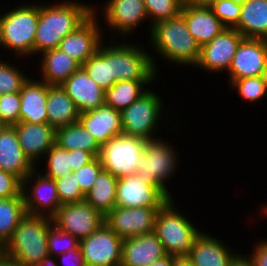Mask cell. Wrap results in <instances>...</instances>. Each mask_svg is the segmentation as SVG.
<instances>
[{
    "label": "cell",
    "instance_id": "14",
    "mask_svg": "<svg viewBox=\"0 0 267 266\" xmlns=\"http://www.w3.org/2000/svg\"><path fill=\"white\" fill-rule=\"evenodd\" d=\"M160 208L114 207L106 216L105 224L122 239L154 232L155 219Z\"/></svg>",
    "mask_w": 267,
    "mask_h": 266
},
{
    "label": "cell",
    "instance_id": "12",
    "mask_svg": "<svg viewBox=\"0 0 267 266\" xmlns=\"http://www.w3.org/2000/svg\"><path fill=\"white\" fill-rule=\"evenodd\" d=\"M123 239L105 223L80 240L86 266H121Z\"/></svg>",
    "mask_w": 267,
    "mask_h": 266
},
{
    "label": "cell",
    "instance_id": "29",
    "mask_svg": "<svg viewBox=\"0 0 267 266\" xmlns=\"http://www.w3.org/2000/svg\"><path fill=\"white\" fill-rule=\"evenodd\" d=\"M244 38L267 39V0H247L234 27Z\"/></svg>",
    "mask_w": 267,
    "mask_h": 266
},
{
    "label": "cell",
    "instance_id": "35",
    "mask_svg": "<svg viewBox=\"0 0 267 266\" xmlns=\"http://www.w3.org/2000/svg\"><path fill=\"white\" fill-rule=\"evenodd\" d=\"M46 160L45 176L58 179L74 171L73 150H67L56 143L44 156Z\"/></svg>",
    "mask_w": 267,
    "mask_h": 266
},
{
    "label": "cell",
    "instance_id": "52",
    "mask_svg": "<svg viewBox=\"0 0 267 266\" xmlns=\"http://www.w3.org/2000/svg\"><path fill=\"white\" fill-rule=\"evenodd\" d=\"M174 266H193V264L187 258V256H181V257L174 256Z\"/></svg>",
    "mask_w": 267,
    "mask_h": 266
},
{
    "label": "cell",
    "instance_id": "32",
    "mask_svg": "<svg viewBox=\"0 0 267 266\" xmlns=\"http://www.w3.org/2000/svg\"><path fill=\"white\" fill-rule=\"evenodd\" d=\"M118 178L102 171L86 194L85 200L104 217L115 207Z\"/></svg>",
    "mask_w": 267,
    "mask_h": 266
},
{
    "label": "cell",
    "instance_id": "24",
    "mask_svg": "<svg viewBox=\"0 0 267 266\" xmlns=\"http://www.w3.org/2000/svg\"><path fill=\"white\" fill-rule=\"evenodd\" d=\"M181 15L200 47L209 43L226 28L209 6H193L184 3Z\"/></svg>",
    "mask_w": 267,
    "mask_h": 266
},
{
    "label": "cell",
    "instance_id": "28",
    "mask_svg": "<svg viewBox=\"0 0 267 266\" xmlns=\"http://www.w3.org/2000/svg\"><path fill=\"white\" fill-rule=\"evenodd\" d=\"M47 123L57 129L78 122L79 111L60 85H48Z\"/></svg>",
    "mask_w": 267,
    "mask_h": 266
},
{
    "label": "cell",
    "instance_id": "3",
    "mask_svg": "<svg viewBox=\"0 0 267 266\" xmlns=\"http://www.w3.org/2000/svg\"><path fill=\"white\" fill-rule=\"evenodd\" d=\"M52 218L26 214L0 252L21 265L40 263L48 254L47 241Z\"/></svg>",
    "mask_w": 267,
    "mask_h": 266
},
{
    "label": "cell",
    "instance_id": "57",
    "mask_svg": "<svg viewBox=\"0 0 267 266\" xmlns=\"http://www.w3.org/2000/svg\"><path fill=\"white\" fill-rule=\"evenodd\" d=\"M232 1H234L236 4L243 5L247 0H232Z\"/></svg>",
    "mask_w": 267,
    "mask_h": 266
},
{
    "label": "cell",
    "instance_id": "2",
    "mask_svg": "<svg viewBox=\"0 0 267 266\" xmlns=\"http://www.w3.org/2000/svg\"><path fill=\"white\" fill-rule=\"evenodd\" d=\"M150 43L159 58L177 65L195 66L201 47L187 28L184 17L163 20L150 26Z\"/></svg>",
    "mask_w": 267,
    "mask_h": 266
},
{
    "label": "cell",
    "instance_id": "38",
    "mask_svg": "<svg viewBox=\"0 0 267 266\" xmlns=\"http://www.w3.org/2000/svg\"><path fill=\"white\" fill-rule=\"evenodd\" d=\"M26 75L19 67L0 60V95L20 92L23 84L29 79Z\"/></svg>",
    "mask_w": 267,
    "mask_h": 266
},
{
    "label": "cell",
    "instance_id": "48",
    "mask_svg": "<svg viewBox=\"0 0 267 266\" xmlns=\"http://www.w3.org/2000/svg\"><path fill=\"white\" fill-rule=\"evenodd\" d=\"M230 266H253L251 260L247 257V255H241L240 253L233 259Z\"/></svg>",
    "mask_w": 267,
    "mask_h": 266
},
{
    "label": "cell",
    "instance_id": "42",
    "mask_svg": "<svg viewBox=\"0 0 267 266\" xmlns=\"http://www.w3.org/2000/svg\"><path fill=\"white\" fill-rule=\"evenodd\" d=\"M103 170L99 157H95L79 170L73 171L75 173V180L85 195L91 190L92 185Z\"/></svg>",
    "mask_w": 267,
    "mask_h": 266
},
{
    "label": "cell",
    "instance_id": "22",
    "mask_svg": "<svg viewBox=\"0 0 267 266\" xmlns=\"http://www.w3.org/2000/svg\"><path fill=\"white\" fill-rule=\"evenodd\" d=\"M78 121L100 146L112 137L123 133L120 111L106 104L80 113Z\"/></svg>",
    "mask_w": 267,
    "mask_h": 266
},
{
    "label": "cell",
    "instance_id": "7",
    "mask_svg": "<svg viewBox=\"0 0 267 266\" xmlns=\"http://www.w3.org/2000/svg\"><path fill=\"white\" fill-rule=\"evenodd\" d=\"M147 140L124 133L100 146L99 159L104 171L114 177L134 175Z\"/></svg>",
    "mask_w": 267,
    "mask_h": 266
},
{
    "label": "cell",
    "instance_id": "31",
    "mask_svg": "<svg viewBox=\"0 0 267 266\" xmlns=\"http://www.w3.org/2000/svg\"><path fill=\"white\" fill-rule=\"evenodd\" d=\"M55 143L67 150H85L94 157L100 153V145L79 121L57 128Z\"/></svg>",
    "mask_w": 267,
    "mask_h": 266
},
{
    "label": "cell",
    "instance_id": "10",
    "mask_svg": "<svg viewBox=\"0 0 267 266\" xmlns=\"http://www.w3.org/2000/svg\"><path fill=\"white\" fill-rule=\"evenodd\" d=\"M37 170L35 168L22 181L25 210L30 215L52 218L62 206L59 201L55 180L38 173Z\"/></svg>",
    "mask_w": 267,
    "mask_h": 266
},
{
    "label": "cell",
    "instance_id": "30",
    "mask_svg": "<svg viewBox=\"0 0 267 266\" xmlns=\"http://www.w3.org/2000/svg\"><path fill=\"white\" fill-rule=\"evenodd\" d=\"M153 81L154 80L117 81L112 87L105 91V104L121 112L146 93L149 90L146 86L149 87Z\"/></svg>",
    "mask_w": 267,
    "mask_h": 266
},
{
    "label": "cell",
    "instance_id": "43",
    "mask_svg": "<svg viewBox=\"0 0 267 266\" xmlns=\"http://www.w3.org/2000/svg\"><path fill=\"white\" fill-rule=\"evenodd\" d=\"M20 92L0 95V118L10 126L19 122Z\"/></svg>",
    "mask_w": 267,
    "mask_h": 266
},
{
    "label": "cell",
    "instance_id": "6",
    "mask_svg": "<svg viewBox=\"0 0 267 266\" xmlns=\"http://www.w3.org/2000/svg\"><path fill=\"white\" fill-rule=\"evenodd\" d=\"M173 145L163 139L147 141L141 155L136 174L156 186L169 200L173 197L166 185L167 180L176 172L179 162Z\"/></svg>",
    "mask_w": 267,
    "mask_h": 266
},
{
    "label": "cell",
    "instance_id": "44",
    "mask_svg": "<svg viewBox=\"0 0 267 266\" xmlns=\"http://www.w3.org/2000/svg\"><path fill=\"white\" fill-rule=\"evenodd\" d=\"M23 197L22 181L15 175L0 170V199Z\"/></svg>",
    "mask_w": 267,
    "mask_h": 266
},
{
    "label": "cell",
    "instance_id": "46",
    "mask_svg": "<svg viewBox=\"0 0 267 266\" xmlns=\"http://www.w3.org/2000/svg\"><path fill=\"white\" fill-rule=\"evenodd\" d=\"M58 260H61L65 266H86L81 249H72L66 253L58 255Z\"/></svg>",
    "mask_w": 267,
    "mask_h": 266
},
{
    "label": "cell",
    "instance_id": "19",
    "mask_svg": "<svg viewBox=\"0 0 267 266\" xmlns=\"http://www.w3.org/2000/svg\"><path fill=\"white\" fill-rule=\"evenodd\" d=\"M13 126L24 155L38 168V160L43 159L55 144L56 129L48 123L32 124L20 121Z\"/></svg>",
    "mask_w": 267,
    "mask_h": 266
},
{
    "label": "cell",
    "instance_id": "16",
    "mask_svg": "<svg viewBox=\"0 0 267 266\" xmlns=\"http://www.w3.org/2000/svg\"><path fill=\"white\" fill-rule=\"evenodd\" d=\"M168 200L156 186L148 183L136 173L118 179L116 207L161 208Z\"/></svg>",
    "mask_w": 267,
    "mask_h": 266
},
{
    "label": "cell",
    "instance_id": "33",
    "mask_svg": "<svg viewBox=\"0 0 267 266\" xmlns=\"http://www.w3.org/2000/svg\"><path fill=\"white\" fill-rule=\"evenodd\" d=\"M102 42L98 51L92 55L81 67L104 91L112 87L116 81L112 77L111 46Z\"/></svg>",
    "mask_w": 267,
    "mask_h": 266
},
{
    "label": "cell",
    "instance_id": "49",
    "mask_svg": "<svg viewBox=\"0 0 267 266\" xmlns=\"http://www.w3.org/2000/svg\"><path fill=\"white\" fill-rule=\"evenodd\" d=\"M149 266H174V256L166 255L164 258L153 262Z\"/></svg>",
    "mask_w": 267,
    "mask_h": 266
},
{
    "label": "cell",
    "instance_id": "5",
    "mask_svg": "<svg viewBox=\"0 0 267 266\" xmlns=\"http://www.w3.org/2000/svg\"><path fill=\"white\" fill-rule=\"evenodd\" d=\"M168 200L158 211L154 233L163 245L167 255L187 256L202 233L190 219Z\"/></svg>",
    "mask_w": 267,
    "mask_h": 266
},
{
    "label": "cell",
    "instance_id": "47",
    "mask_svg": "<svg viewBox=\"0 0 267 266\" xmlns=\"http://www.w3.org/2000/svg\"><path fill=\"white\" fill-rule=\"evenodd\" d=\"M95 157L85 150H73L74 171L79 170L85 164L92 161Z\"/></svg>",
    "mask_w": 267,
    "mask_h": 266
},
{
    "label": "cell",
    "instance_id": "41",
    "mask_svg": "<svg viewBox=\"0 0 267 266\" xmlns=\"http://www.w3.org/2000/svg\"><path fill=\"white\" fill-rule=\"evenodd\" d=\"M209 7L226 28H234L238 24L241 5L232 0H217Z\"/></svg>",
    "mask_w": 267,
    "mask_h": 266
},
{
    "label": "cell",
    "instance_id": "13",
    "mask_svg": "<svg viewBox=\"0 0 267 266\" xmlns=\"http://www.w3.org/2000/svg\"><path fill=\"white\" fill-rule=\"evenodd\" d=\"M244 36L235 28H225L209 43L203 45L200 57L194 67L206 70V72L219 73L229 70L237 47Z\"/></svg>",
    "mask_w": 267,
    "mask_h": 266
},
{
    "label": "cell",
    "instance_id": "20",
    "mask_svg": "<svg viewBox=\"0 0 267 266\" xmlns=\"http://www.w3.org/2000/svg\"><path fill=\"white\" fill-rule=\"evenodd\" d=\"M75 103L79 113L105 104V91L80 67L60 85Z\"/></svg>",
    "mask_w": 267,
    "mask_h": 266
},
{
    "label": "cell",
    "instance_id": "37",
    "mask_svg": "<svg viewBox=\"0 0 267 266\" xmlns=\"http://www.w3.org/2000/svg\"><path fill=\"white\" fill-rule=\"evenodd\" d=\"M80 241L71 235L57 228L53 222L49 225L47 248L50 256L56 257L72 249L80 248Z\"/></svg>",
    "mask_w": 267,
    "mask_h": 266
},
{
    "label": "cell",
    "instance_id": "1",
    "mask_svg": "<svg viewBox=\"0 0 267 266\" xmlns=\"http://www.w3.org/2000/svg\"><path fill=\"white\" fill-rule=\"evenodd\" d=\"M90 4L74 0L39 4L33 55L58 48L60 41L93 13L94 5Z\"/></svg>",
    "mask_w": 267,
    "mask_h": 266
},
{
    "label": "cell",
    "instance_id": "8",
    "mask_svg": "<svg viewBox=\"0 0 267 266\" xmlns=\"http://www.w3.org/2000/svg\"><path fill=\"white\" fill-rule=\"evenodd\" d=\"M141 45L123 42L111 44L112 77L117 81L155 80L157 64Z\"/></svg>",
    "mask_w": 267,
    "mask_h": 266
},
{
    "label": "cell",
    "instance_id": "51",
    "mask_svg": "<svg viewBox=\"0 0 267 266\" xmlns=\"http://www.w3.org/2000/svg\"><path fill=\"white\" fill-rule=\"evenodd\" d=\"M56 257L50 256L48 255L47 257H45L40 263L36 264V265H32V266H60L56 260Z\"/></svg>",
    "mask_w": 267,
    "mask_h": 266
},
{
    "label": "cell",
    "instance_id": "25",
    "mask_svg": "<svg viewBox=\"0 0 267 266\" xmlns=\"http://www.w3.org/2000/svg\"><path fill=\"white\" fill-rule=\"evenodd\" d=\"M47 96L48 84L29 78L20 90L19 121L32 124L47 123Z\"/></svg>",
    "mask_w": 267,
    "mask_h": 266
},
{
    "label": "cell",
    "instance_id": "17",
    "mask_svg": "<svg viewBox=\"0 0 267 266\" xmlns=\"http://www.w3.org/2000/svg\"><path fill=\"white\" fill-rule=\"evenodd\" d=\"M267 64V39L243 38L228 70L230 84L237 79L262 76Z\"/></svg>",
    "mask_w": 267,
    "mask_h": 266
},
{
    "label": "cell",
    "instance_id": "53",
    "mask_svg": "<svg viewBox=\"0 0 267 266\" xmlns=\"http://www.w3.org/2000/svg\"><path fill=\"white\" fill-rule=\"evenodd\" d=\"M214 1L217 0H184V3L193 6H210Z\"/></svg>",
    "mask_w": 267,
    "mask_h": 266
},
{
    "label": "cell",
    "instance_id": "18",
    "mask_svg": "<svg viewBox=\"0 0 267 266\" xmlns=\"http://www.w3.org/2000/svg\"><path fill=\"white\" fill-rule=\"evenodd\" d=\"M104 4L105 24L120 36H129L141 22L148 20L144 0H108Z\"/></svg>",
    "mask_w": 267,
    "mask_h": 266
},
{
    "label": "cell",
    "instance_id": "21",
    "mask_svg": "<svg viewBox=\"0 0 267 266\" xmlns=\"http://www.w3.org/2000/svg\"><path fill=\"white\" fill-rule=\"evenodd\" d=\"M167 254L154 232L123 239L121 266H149Z\"/></svg>",
    "mask_w": 267,
    "mask_h": 266
},
{
    "label": "cell",
    "instance_id": "15",
    "mask_svg": "<svg viewBox=\"0 0 267 266\" xmlns=\"http://www.w3.org/2000/svg\"><path fill=\"white\" fill-rule=\"evenodd\" d=\"M96 10V6L93 7V13L73 32L66 35L58 47L80 65L98 51L102 40H104Z\"/></svg>",
    "mask_w": 267,
    "mask_h": 266
},
{
    "label": "cell",
    "instance_id": "54",
    "mask_svg": "<svg viewBox=\"0 0 267 266\" xmlns=\"http://www.w3.org/2000/svg\"><path fill=\"white\" fill-rule=\"evenodd\" d=\"M262 79H263V82L265 84V87H266V90H267V64L262 72Z\"/></svg>",
    "mask_w": 267,
    "mask_h": 266
},
{
    "label": "cell",
    "instance_id": "40",
    "mask_svg": "<svg viewBox=\"0 0 267 266\" xmlns=\"http://www.w3.org/2000/svg\"><path fill=\"white\" fill-rule=\"evenodd\" d=\"M55 184L61 205L85 200L86 195L81 191L79 184L76 182L74 172L55 179Z\"/></svg>",
    "mask_w": 267,
    "mask_h": 266
},
{
    "label": "cell",
    "instance_id": "45",
    "mask_svg": "<svg viewBox=\"0 0 267 266\" xmlns=\"http://www.w3.org/2000/svg\"><path fill=\"white\" fill-rule=\"evenodd\" d=\"M252 254L247 255L253 266H267V239L256 242Z\"/></svg>",
    "mask_w": 267,
    "mask_h": 266
},
{
    "label": "cell",
    "instance_id": "55",
    "mask_svg": "<svg viewBox=\"0 0 267 266\" xmlns=\"http://www.w3.org/2000/svg\"><path fill=\"white\" fill-rule=\"evenodd\" d=\"M7 126L0 118V132Z\"/></svg>",
    "mask_w": 267,
    "mask_h": 266
},
{
    "label": "cell",
    "instance_id": "23",
    "mask_svg": "<svg viewBox=\"0 0 267 266\" xmlns=\"http://www.w3.org/2000/svg\"><path fill=\"white\" fill-rule=\"evenodd\" d=\"M35 168L23 153L15 127L7 125L0 132V170L23 181Z\"/></svg>",
    "mask_w": 267,
    "mask_h": 266
},
{
    "label": "cell",
    "instance_id": "56",
    "mask_svg": "<svg viewBox=\"0 0 267 266\" xmlns=\"http://www.w3.org/2000/svg\"><path fill=\"white\" fill-rule=\"evenodd\" d=\"M261 212H263L264 216H267V204H265V206L262 208L261 207Z\"/></svg>",
    "mask_w": 267,
    "mask_h": 266
},
{
    "label": "cell",
    "instance_id": "26",
    "mask_svg": "<svg viewBox=\"0 0 267 266\" xmlns=\"http://www.w3.org/2000/svg\"><path fill=\"white\" fill-rule=\"evenodd\" d=\"M223 242L203 231L187 258L193 266H230L237 253Z\"/></svg>",
    "mask_w": 267,
    "mask_h": 266
},
{
    "label": "cell",
    "instance_id": "36",
    "mask_svg": "<svg viewBox=\"0 0 267 266\" xmlns=\"http://www.w3.org/2000/svg\"><path fill=\"white\" fill-rule=\"evenodd\" d=\"M144 4L148 21H150L151 26H153L159 21L179 16L184 0H144Z\"/></svg>",
    "mask_w": 267,
    "mask_h": 266
},
{
    "label": "cell",
    "instance_id": "9",
    "mask_svg": "<svg viewBox=\"0 0 267 266\" xmlns=\"http://www.w3.org/2000/svg\"><path fill=\"white\" fill-rule=\"evenodd\" d=\"M163 101L150 89L128 108L122 110L121 124L123 133L143 138L147 141L159 139L156 131L163 112ZM157 128V129H156Z\"/></svg>",
    "mask_w": 267,
    "mask_h": 266
},
{
    "label": "cell",
    "instance_id": "11",
    "mask_svg": "<svg viewBox=\"0 0 267 266\" xmlns=\"http://www.w3.org/2000/svg\"><path fill=\"white\" fill-rule=\"evenodd\" d=\"M53 224L79 241L105 223V217L86 200L63 204L52 217Z\"/></svg>",
    "mask_w": 267,
    "mask_h": 266
},
{
    "label": "cell",
    "instance_id": "50",
    "mask_svg": "<svg viewBox=\"0 0 267 266\" xmlns=\"http://www.w3.org/2000/svg\"><path fill=\"white\" fill-rule=\"evenodd\" d=\"M0 266H24V265H21L18 261H15L14 259L5 256L0 252Z\"/></svg>",
    "mask_w": 267,
    "mask_h": 266
},
{
    "label": "cell",
    "instance_id": "27",
    "mask_svg": "<svg viewBox=\"0 0 267 266\" xmlns=\"http://www.w3.org/2000/svg\"><path fill=\"white\" fill-rule=\"evenodd\" d=\"M80 67L75 59L60 49L48 50L41 54L40 79L48 85H61Z\"/></svg>",
    "mask_w": 267,
    "mask_h": 266
},
{
    "label": "cell",
    "instance_id": "4",
    "mask_svg": "<svg viewBox=\"0 0 267 266\" xmlns=\"http://www.w3.org/2000/svg\"><path fill=\"white\" fill-rule=\"evenodd\" d=\"M12 9L0 15V47L11 50L18 58L32 57L39 4H23Z\"/></svg>",
    "mask_w": 267,
    "mask_h": 266
},
{
    "label": "cell",
    "instance_id": "34",
    "mask_svg": "<svg viewBox=\"0 0 267 266\" xmlns=\"http://www.w3.org/2000/svg\"><path fill=\"white\" fill-rule=\"evenodd\" d=\"M26 214L23 197L0 199V249Z\"/></svg>",
    "mask_w": 267,
    "mask_h": 266
},
{
    "label": "cell",
    "instance_id": "39",
    "mask_svg": "<svg viewBox=\"0 0 267 266\" xmlns=\"http://www.w3.org/2000/svg\"><path fill=\"white\" fill-rule=\"evenodd\" d=\"M230 85L234 90L237 89L240 97L248 102H258L265 95L267 96V90L261 76L237 79Z\"/></svg>",
    "mask_w": 267,
    "mask_h": 266
}]
</instances>
